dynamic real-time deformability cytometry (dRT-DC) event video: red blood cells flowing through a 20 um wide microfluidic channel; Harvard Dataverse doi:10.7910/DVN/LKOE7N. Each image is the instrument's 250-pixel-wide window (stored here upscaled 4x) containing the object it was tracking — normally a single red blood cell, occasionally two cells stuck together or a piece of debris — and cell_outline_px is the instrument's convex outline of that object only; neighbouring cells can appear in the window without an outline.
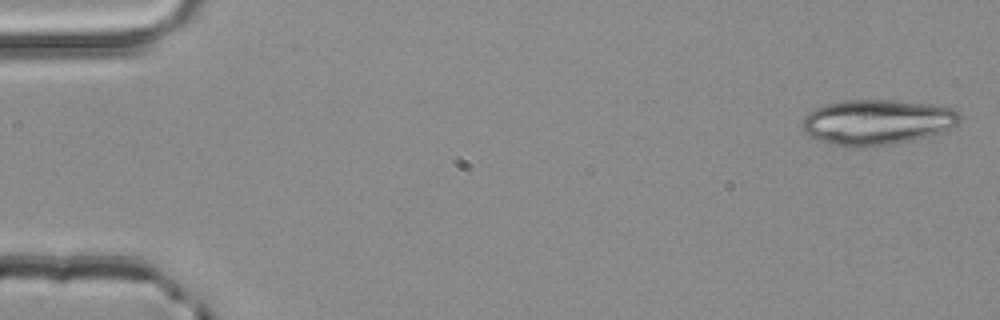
{"species": "common noctule bat (a hibernating species)", "species_latin": "Nyctalus noctula", "temperature_condition": "room temperature", "stored_images_in_passage": 2, "camera_frame_rate_fps": 3000, "um_per_image_px": 0.085, "animal": {"sex": "male", "body_mass_g": 20.4}, "frame": {"image": 1, "passage_image": 2, "time_ms": 0.333, "image_size_px": [1000, 320], "cell_outline_px": [[960, 120], [952, 128], [940, 132], [912, 140], [892, 144], [860, 148], [852, 148], [832, 144], [808, 136], [804, 132], [800, 124], [804, 116], [808, 112], [824, 104], [844, 100], [896, 100], [932, 104], [952, 108], [960, 112]], "centroid_in_image_um": [74.51, 10.38], "position_along_channel_um": 10.5, "area_um2": 41.96}}